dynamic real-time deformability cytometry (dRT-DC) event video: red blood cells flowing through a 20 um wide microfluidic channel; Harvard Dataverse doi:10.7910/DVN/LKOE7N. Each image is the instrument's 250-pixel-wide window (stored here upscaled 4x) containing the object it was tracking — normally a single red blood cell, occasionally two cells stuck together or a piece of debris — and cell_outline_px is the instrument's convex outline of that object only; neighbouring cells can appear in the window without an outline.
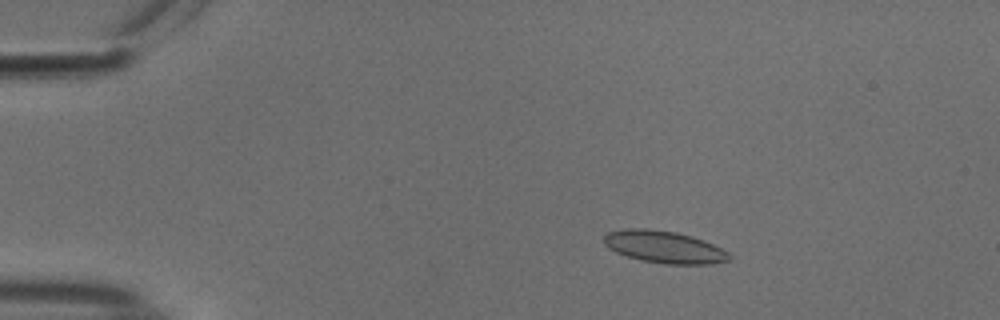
{"species": "common noctule bat (a hibernating species)", "species_latin": "Nyctalus noctula", "temperature_condition": "cold", "stored_images_in_passage": 54, "camera_frame_rate_fps": 3000, "um_per_image_px": 0.085, "animal": {"sex": "male", "body_mass_g": 18.8}, "frame": {"image": 1, "passage_image": 10, "time_ms": 3.0, "image_size_px": [1000, 320], "cell_outline_px": [[732, 260], [712, 264], [668, 264], [640, 260], [616, 252], [608, 248], [604, 244], [604, 236], [608, 232], [624, 228], [648, 228], [676, 232], [692, 236], [704, 240], [728, 252], [732, 256]], "centroid_in_image_um": [56.46, 20.99], "position_along_channel_um": 28.5, "area_um2": 23.64}}
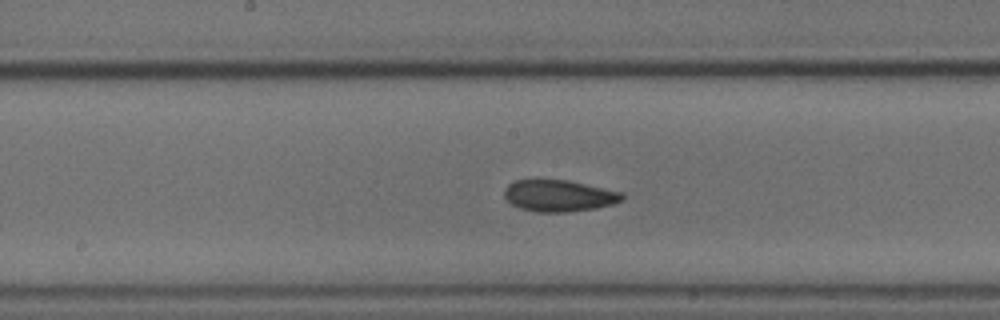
{"frame": {"image": 2, "passage_image": 29, "time_ms": 9.333, "image_size_px": [1000, 320], "cell_outline_px": [[624, 200], [612, 204], [596, 208], [564, 212], [536, 212], [520, 208], [512, 204], [504, 196], [504, 188], [508, 184], [516, 180], [568, 180], [624, 192]], "centroid_in_image_um": [47.53, 16.63], "position_along_channel_um": 200.7, "area_um2": 21.73}}
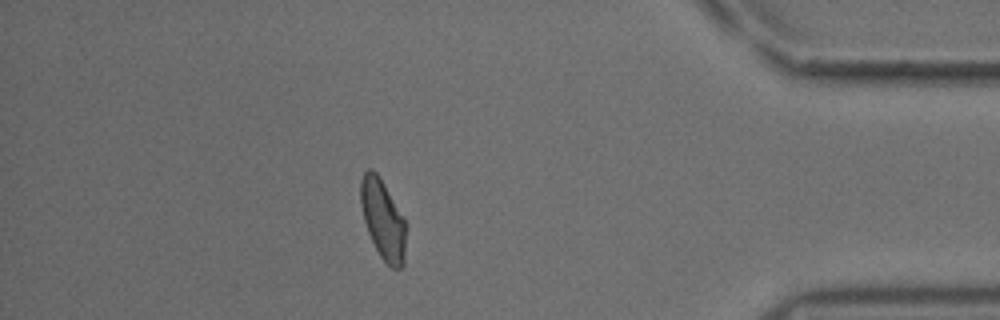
{"frame": {"image": 3, "passage_image": 48, "time_ms": 15.667, "image_size_px": [1000, 320], "cell_outline_px": [[404, 264], [400, 268], [392, 268], [380, 256], [368, 232], [364, 220], [360, 204], [360, 180], [364, 172], [368, 168], [372, 168], [376, 172], [404, 220]], "centroid_in_image_um": [32.5, 18.64], "position_along_channel_um": 402.7, "area_um2": 20.29}, "authors_computed_cell_mechanics": {"area_um2": 21.7328, "velocity_mm_per_s": 3.7593, "shape_relaxation_time_tau1_ms": 5.2318, "shape_relaxation_time_tau2_ms": 5.1136, "deformation_change_tau1": 0.1163, "deformation_change_tau2": 0.0875}}